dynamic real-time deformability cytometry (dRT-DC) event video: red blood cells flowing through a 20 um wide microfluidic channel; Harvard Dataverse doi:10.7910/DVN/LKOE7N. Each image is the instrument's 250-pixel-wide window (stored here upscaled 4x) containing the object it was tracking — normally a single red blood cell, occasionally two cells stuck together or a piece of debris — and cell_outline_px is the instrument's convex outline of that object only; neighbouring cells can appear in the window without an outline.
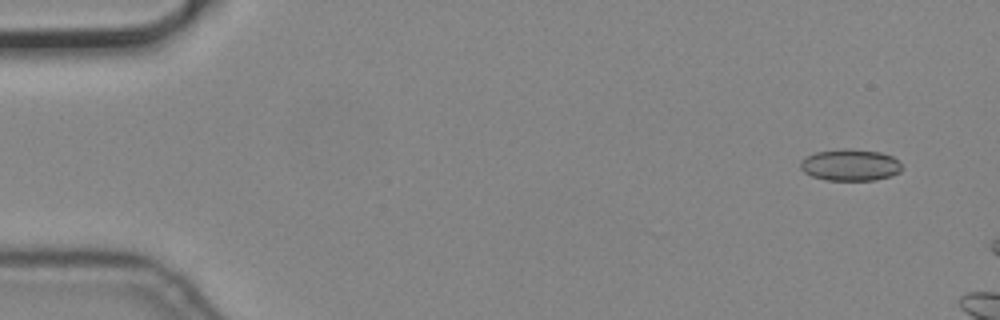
{"species": "common noctule bat (a hibernating species)", "species_latin": "Nyctalus noctula", "temperature_condition": "cold", "stored_images_in_passage": 3, "camera_frame_rate_fps": 3000, "um_per_image_px": 0.085, "animal": {"sex": "male", "body_mass_g": 19.2, "forearm_length_mm": 51.8}, "frame": {"image": 1, "passage_image": 1, "time_ms": 0.0, "image_size_px": [1000, 320], "cell_outline_px": [[904, 168], [900, 172], [892, 176], [876, 180], [824, 180], [812, 176], [804, 172], [800, 168], [800, 160], [804, 156], [816, 152], [840, 148], [844, 148], [880, 152], [892, 156]], "centroid_in_image_um": [72.25, 14.02], "position_along_channel_um": 12.8, "area_um2": 18.96}}